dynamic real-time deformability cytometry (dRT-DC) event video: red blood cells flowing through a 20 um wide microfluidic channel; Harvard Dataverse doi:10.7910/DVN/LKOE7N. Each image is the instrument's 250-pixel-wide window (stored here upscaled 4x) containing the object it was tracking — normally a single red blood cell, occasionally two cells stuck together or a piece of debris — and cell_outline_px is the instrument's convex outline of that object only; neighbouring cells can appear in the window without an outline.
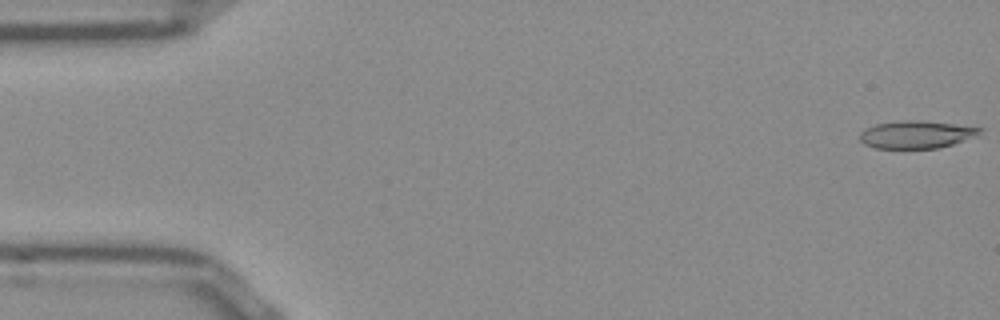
{"species": "Egyptian fruit bat (a non-hibernating species)", "species_latin": "Rousettus aegyptiacus", "temperature_condition": "room temperature", "stored_images_in_passage": 52, "camera_frame_rate_fps": 3000, "um_per_image_px": 0.085, "frame": {"image": 1, "passage_image": 1, "time_ms": 0.0, "image_size_px": [1000, 320], "cell_outline_px": [[984, 128], [976, 136], [952, 144], [936, 148], [872, 148], [864, 144], [860, 140], [860, 132], [876, 124], [900, 120], [912, 120], [952, 124]], "centroid_in_image_um": [77.85, 11.44], "position_along_channel_um": 7.1, "area_um2": 19.02}}
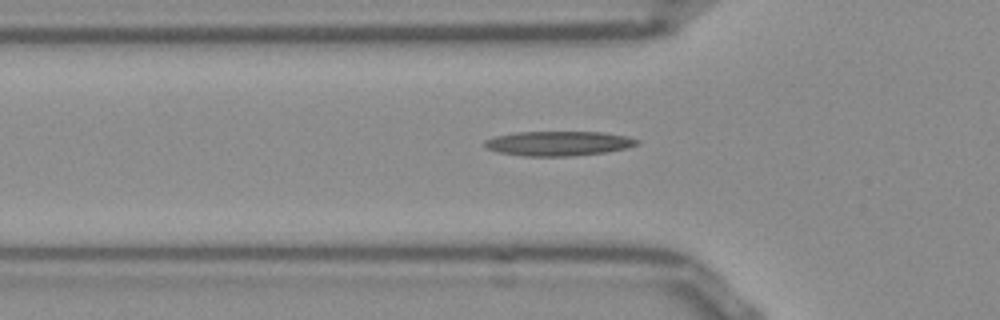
{"frame": {"image": 2, "passage_image": 17, "time_ms": 5.333, "image_size_px": [1000, 320], "cell_outline_px": [[640, 144], [628, 148], [604, 152], [572, 156], [524, 156], [500, 152], [488, 148], [484, 144], [484, 140], [496, 136], [516, 132], [600, 132], [624, 136], [640, 140]], "centroid_in_image_um": [47.49, 12.19], "position_along_channel_um": 78.3, "area_um2": 21.68}}
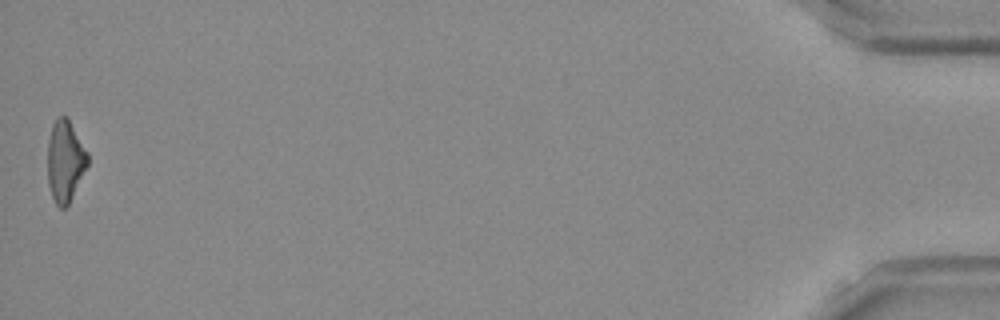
{"frame": {"image": 3, "passage_image": 52, "time_ms": 17.0, "image_size_px": [1000, 320], "cell_outline_px": [[88, 164], [68, 204], [64, 208], [60, 208], [56, 204], [52, 196], [48, 184], [48, 140], [52, 124], [56, 116], [68, 116], [88, 152]], "centroid_in_image_um": [5.53, 13.63], "position_along_channel_um": 429.7, "area_um2": 19.07}, "authors_computed_cell_mechanics": {"area_um2": 20.0855, "velocity_mm_per_s": 3.8736, "shape_relaxation_time_tau1_ms": null, "shape_relaxation_time_tau2_ms": 7.8289, "deformation_change_tau1": null, "deformation_change_tau2": 0.2554}}